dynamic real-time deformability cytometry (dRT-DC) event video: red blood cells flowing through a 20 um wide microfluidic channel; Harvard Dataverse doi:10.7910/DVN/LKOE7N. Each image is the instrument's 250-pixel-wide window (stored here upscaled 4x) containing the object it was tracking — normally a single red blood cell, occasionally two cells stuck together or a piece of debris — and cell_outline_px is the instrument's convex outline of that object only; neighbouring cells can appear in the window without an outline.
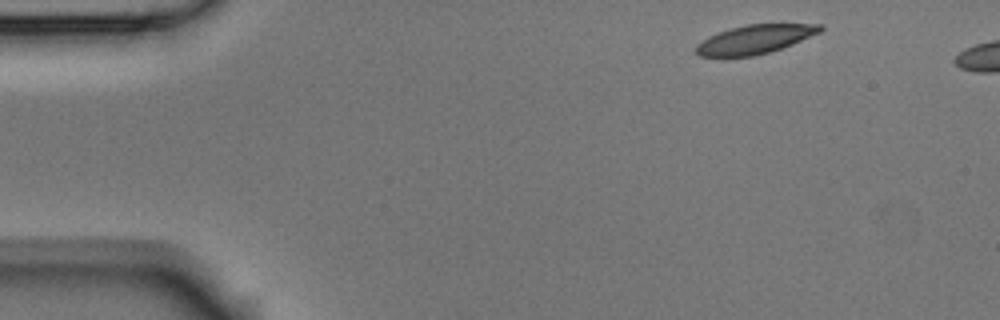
{"species": "Egyptian fruit bat (a non-hibernating species)", "species_latin": "Rousettus aegyptiacus", "temperature_condition": "room temperature", "stored_images_in_passage": 4, "camera_frame_rate_fps": 3000, "um_per_image_px": 0.085, "animal": {"sex": "male"}, "frame": {"image": 1, "passage_image": 1, "time_ms": 0.0, "image_size_px": [1000, 320], "cell_outline_px": [[824, 28], [820, 32], [792, 44], [768, 52], [752, 56], [700, 56], [696, 52], [696, 44], [708, 36], [732, 28], [748, 24], [824, 24]], "centroid_in_image_um": [64.17, 3.33], "position_along_channel_um": 20.8, "area_um2": 20.52}}